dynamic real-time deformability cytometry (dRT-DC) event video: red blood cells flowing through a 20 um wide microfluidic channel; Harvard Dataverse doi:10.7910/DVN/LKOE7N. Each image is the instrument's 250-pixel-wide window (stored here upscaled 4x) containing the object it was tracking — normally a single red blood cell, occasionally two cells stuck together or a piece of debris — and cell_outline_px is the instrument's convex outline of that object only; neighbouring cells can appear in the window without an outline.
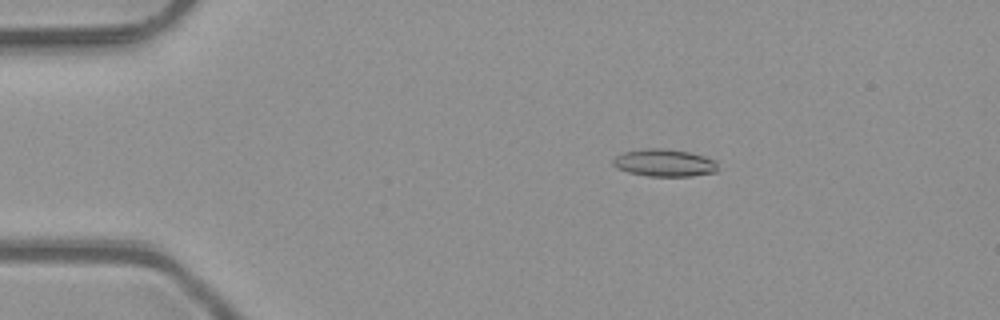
{"species": "common noctule bat (a hibernating species)", "species_latin": "Nyctalus noctula", "temperature_condition": "room temperature", "stored_images_in_passage": 51, "camera_frame_rate_fps": 3000, "um_per_image_px": 0.085, "animal": {"sex": "male", "body_mass_g": 23.1, "forearm_length_mm": 52.7}, "frame": {"image": 1, "passage_image": 10, "time_ms": 3.0, "image_size_px": [1000, 320], "cell_outline_px": [[716, 172], [692, 176], [648, 176], [628, 172], [616, 168], [612, 164], [612, 160], [616, 156], [624, 152], [644, 148], [664, 148], [688, 152], [704, 156], [716, 160]], "centroid_in_image_um": [56.44, 13.84], "position_along_channel_um": 28.6, "area_um2": 16.76}}
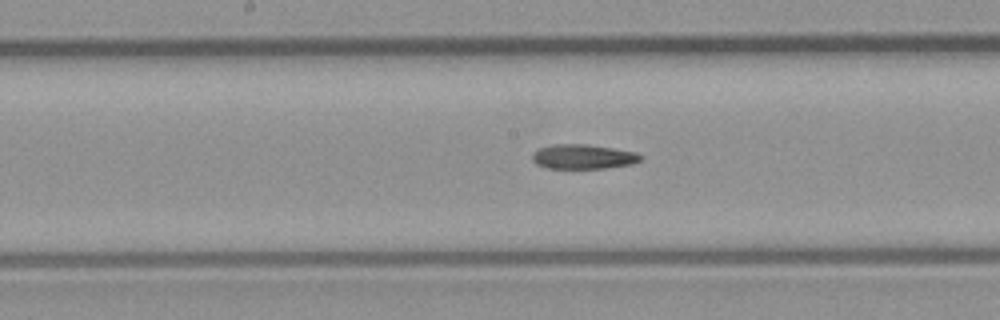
{"frame": {"image": 2, "passage_image": 27, "time_ms": 8.667, "image_size_px": [1000, 320], "cell_outline_px": [[640, 160], [632, 164], [604, 168], [548, 168], [536, 164], [532, 160], [532, 152], [540, 148], [552, 144], [588, 144], [636, 152], [640, 156]], "centroid_in_image_um": [49.52, 13.31], "position_along_channel_um": 198.7, "area_um2": 15.43}}
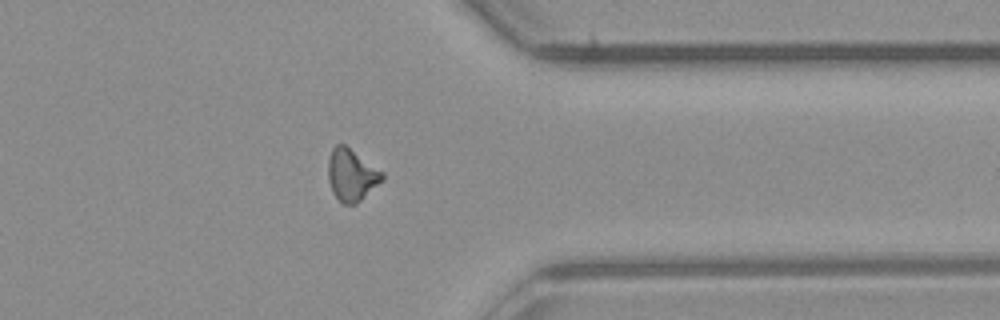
{"frame": {"image": 3, "passage_image": 41, "time_ms": 13.333, "image_size_px": [1000, 320], "cell_outline_px": [[384, 180], [356, 204], [344, 204], [332, 192], [328, 180], [328, 160], [332, 148], [336, 144], [344, 144], [384, 172]], "centroid_in_image_um": [29.89, 14.87], "position_along_channel_um": 381.5, "area_um2": 16.42}}